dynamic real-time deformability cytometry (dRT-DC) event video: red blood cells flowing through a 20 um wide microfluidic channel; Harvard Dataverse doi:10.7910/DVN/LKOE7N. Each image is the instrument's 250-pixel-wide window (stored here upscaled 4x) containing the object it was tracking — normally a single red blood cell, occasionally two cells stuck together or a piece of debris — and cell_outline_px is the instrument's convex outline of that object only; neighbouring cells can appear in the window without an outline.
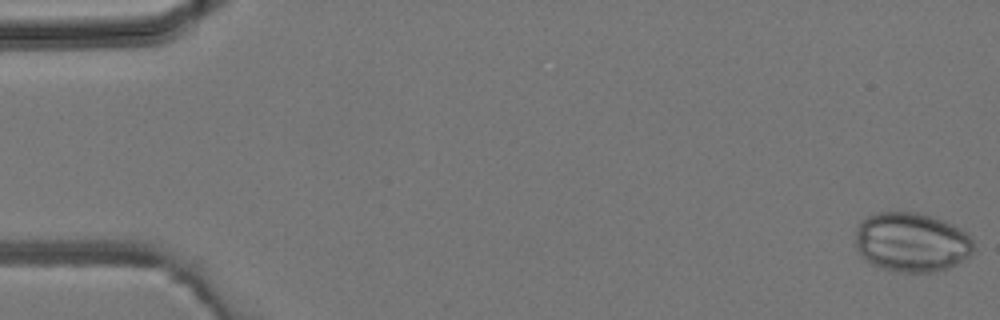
{"species": "common noctule bat (a hibernating species)", "species_latin": "Nyctalus noctula", "temperature_condition": "room temperature", "stored_images_in_passage": 45, "camera_frame_rate_fps": 3000, "um_per_image_px": 0.085, "animal": {"sex": "male", "body_mass_g": 19.2, "forearm_length_mm": 51.8}, "frame": {"image": 1, "passage_image": 1, "time_ms": 0.0, "image_size_px": [1000, 320], "cell_outline_px": [[976, 248], [964, 260], [948, 268], [932, 272], [896, 272], [872, 264], [864, 260], [860, 256], [856, 248], [856, 228], [868, 216], [876, 212], [916, 212], [932, 216], [944, 220], [960, 228], [972, 240]], "centroid_in_image_um": [77.48, 20.59], "position_along_channel_um": 7.5, "area_um2": 41.1}}
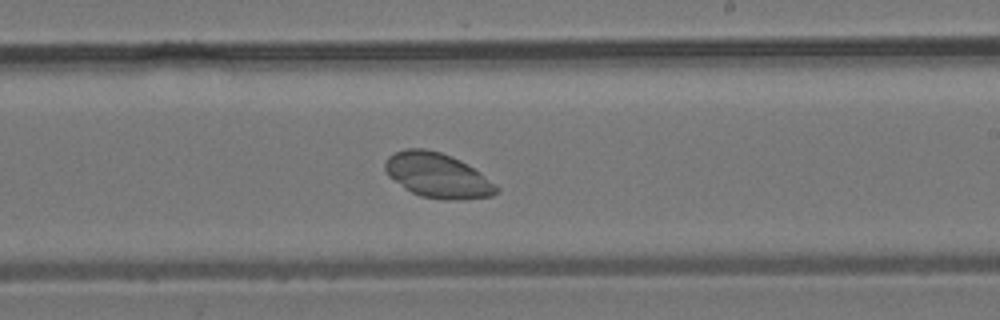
{"frame": {"image": 2, "passage_image": 27, "time_ms": 8.667, "image_size_px": [1000, 320], "cell_outline_px": [[500, 192], [492, 196], [464, 200], [444, 200], [420, 196], [404, 188], [388, 176], [384, 168], [384, 164], [388, 156], [404, 148], [424, 148], [440, 152], [460, 160], [480, 172], [496, 184], [500, 188]], "centroid_in_image_um": [37.21, 14.92], "position_along_channel_um": 251.8, "area_um2": 29.3}}
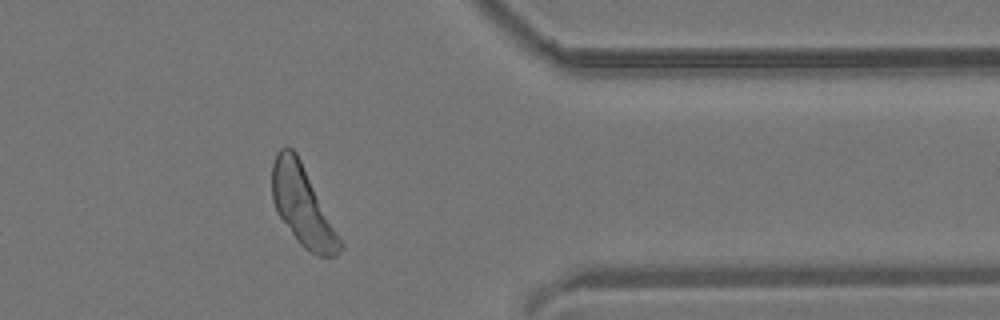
{"frame": {"image": 3, "passage_image": 37, "time_ms": 12.0, "image_size_px": [1000, 320], "cell_outline_px": [[344, 248], [336, 256], [316, 256], [304, 248], [296, 240], [276, 212], [272, 200], [272, 164], [276, 152], [280, 148], [292, 148], [296, 152], [344, 244]], "centroid_in_image_um": [25.71, 17.53], "position_along_channel_um": 385.7, "area_um2": 31.39}}